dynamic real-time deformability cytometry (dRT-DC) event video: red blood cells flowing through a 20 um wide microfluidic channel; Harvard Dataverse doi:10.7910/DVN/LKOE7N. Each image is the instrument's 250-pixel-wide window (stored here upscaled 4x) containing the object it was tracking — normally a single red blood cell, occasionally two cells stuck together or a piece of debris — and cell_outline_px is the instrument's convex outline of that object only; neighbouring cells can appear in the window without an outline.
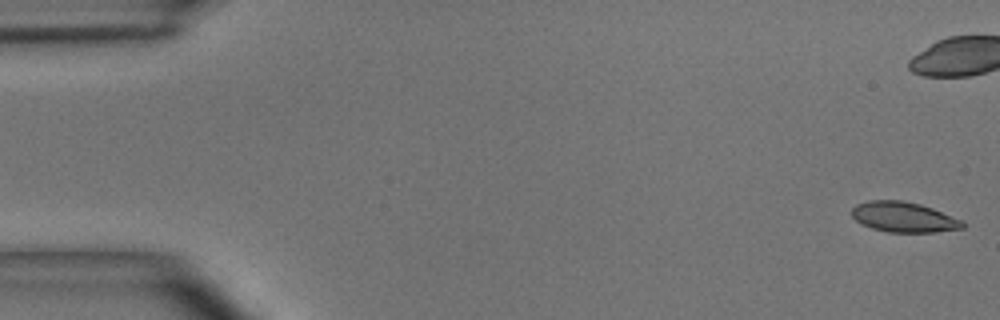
{"species": "common noctule bat (a hibernating species)", "species_latin": "Nyctalus noctula", "temperature_condition": "room temperature", "stored_images_in_passage": 50, "camera_frame_rate_fps": 3000, "um_per_image_px": 0.085, "animal": {"sex": "male", "body_mass_g": 15.6}, "frame": {"image": 1, "passage_image": 1, "time_ms": 0.0, "image_size_px": [1000, 320], "cell_outline_px": [[964, 228], [936, 232], [888, 232], [872, 228], [860, 224], [852, 216], [852, 208], [856, 204], [868, 200], [900, 200], [920, 204], [932, 208], [964, 220]], "centroid_in_image_um": [76.82, 18.45], "position_along_channel_um": 8.2, "area_um2": 19.65}}
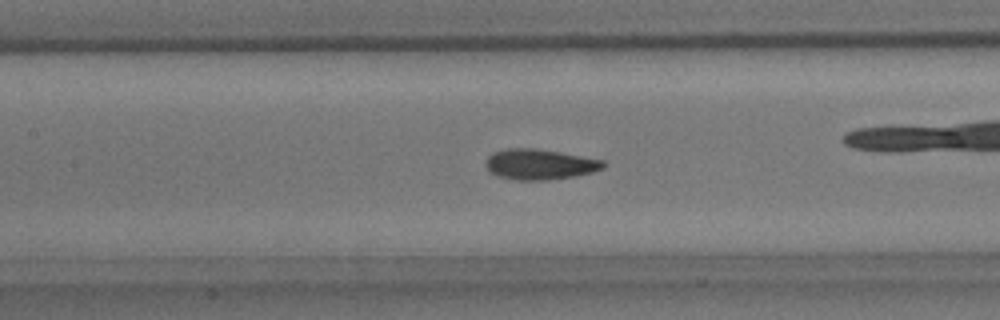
{"frame": {"image": 2, "passage_image": 22, "time_ms": 7.0, "image_size_px": [1000, 320], "cell_outline_px": [[608, 164], [604, 168], [592, 172], [572, 176], [548, 180], [516, 180], [496, 176], [488, 172], [484, 164], [488, 156], [492, 152], [508, 148], [536, 148], [560, 152], [604, 160]], "centroid_in_image_um": [45.84, 13.96], "position_along_channel_um": 161.6, "area_um2": 21.15}, "authors_computed_cell_mechanics": {"area_um2": 20.3456, "velocity_mm_per_s": 4.0689, "shape_relaxation_time_tau1_ms": 4.8557, "shape_relaxation_time_tau2_ms": 1.2219, "deformation_change_tau1": 0.153, "deformation_change_tau2": 0.0693}}